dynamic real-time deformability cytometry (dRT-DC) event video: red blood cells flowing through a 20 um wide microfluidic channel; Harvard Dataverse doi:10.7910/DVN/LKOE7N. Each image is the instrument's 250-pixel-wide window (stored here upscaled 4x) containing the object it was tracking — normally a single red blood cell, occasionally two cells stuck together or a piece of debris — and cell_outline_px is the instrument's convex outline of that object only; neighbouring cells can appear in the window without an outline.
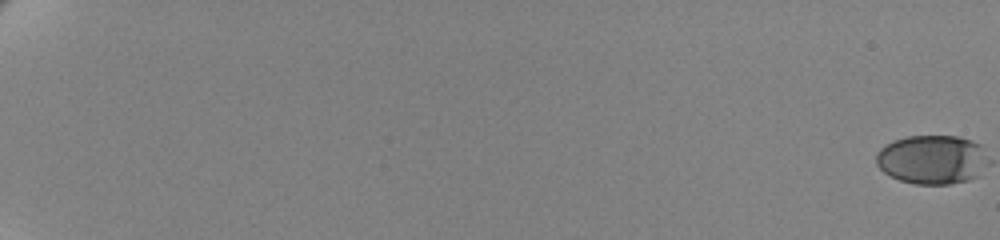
{"species": "human", "species_latin": "Homo sapiens", "temperature_condition": "cold", "stored_images_in_passage": 64, "camera_frame_rate_fps": 3000, "um_per_image_px": 0.085, "donor": {"sex": "female"}, "frame": {"image": 1, "passage_image": 1, "time_ms": 0.0, "image_size_px": [1000, 240], "cell_outline_px": [[980, 176], [968, 180], [948, 184], [916, 184], [900, 180], [884, 172], [876, 164], [876, 152], [880, 148], [896, 140], [908, 136], [956, 136], [972, 140], [980, 144]], "centroid_in_image_um": [79.12, 13.56], "position_along_channel_um": 5.9, "area_um2": 31.1}}
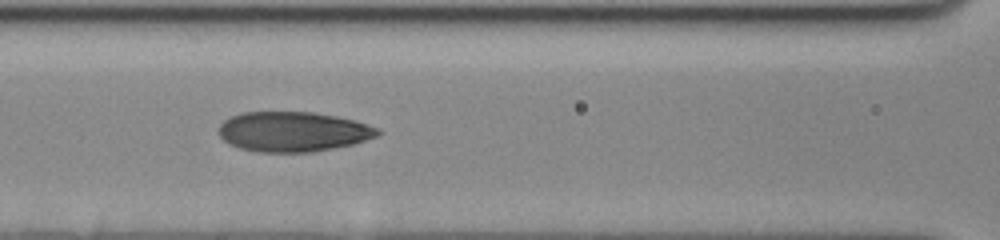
{"frame": {"image": 2, "passage_image": 34, "time_ms": 11.0, "image_size_px": [1000, 240], "cell_outline_px": [[380, 132], [376, 136], [352, 144], [312, 152], [260, 152], [240, 148], [228, 144], [220, 136], [220, 124], [228, 116], [244, 112], [312, 112], [336, 116], [352, 120], [380, 128]], "centroid_in_image_um": [24.87, 11.19], "position_along_channel_um": 141.7, "area_um2": 36.82}}
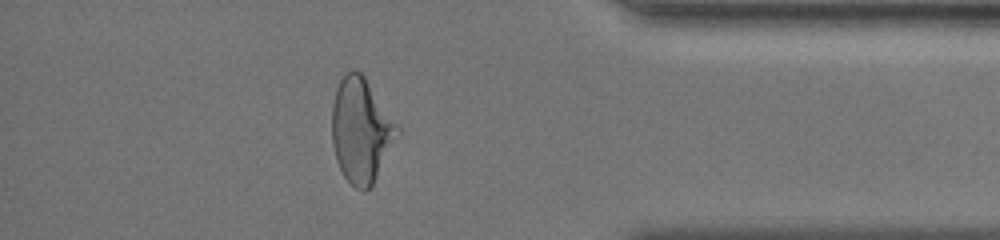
{"frame": {"image": 3, "passage_image": 58, "time_ms": 19.0, "image_size_px": [1000, 240], "cell_outline_px": [[400, 132], [372, 184], [364, 192], [356, 188], [344, 176], [336, 160], [332, 144], [332, 104], [336, 88], [340, 80], [348, 72], [360, 72], [364, 76], [400, 128]], "centroid_in_image_um": [30.67, 11.09], "position_along_channel_um": 404.5, "area_um2": 39.19}, "authors_computed_cell_mechanics": {"area_um2": 36.414, "velocity_mm_per_s": 3.4897, "shape_relaxation_time_tau1_ms": 4.9599, "shape_relaxation_time_tau2_ms": 1.0593, "deformation_change_tau1": 0.1616, "deformation_change_tau2": 0.0761}}